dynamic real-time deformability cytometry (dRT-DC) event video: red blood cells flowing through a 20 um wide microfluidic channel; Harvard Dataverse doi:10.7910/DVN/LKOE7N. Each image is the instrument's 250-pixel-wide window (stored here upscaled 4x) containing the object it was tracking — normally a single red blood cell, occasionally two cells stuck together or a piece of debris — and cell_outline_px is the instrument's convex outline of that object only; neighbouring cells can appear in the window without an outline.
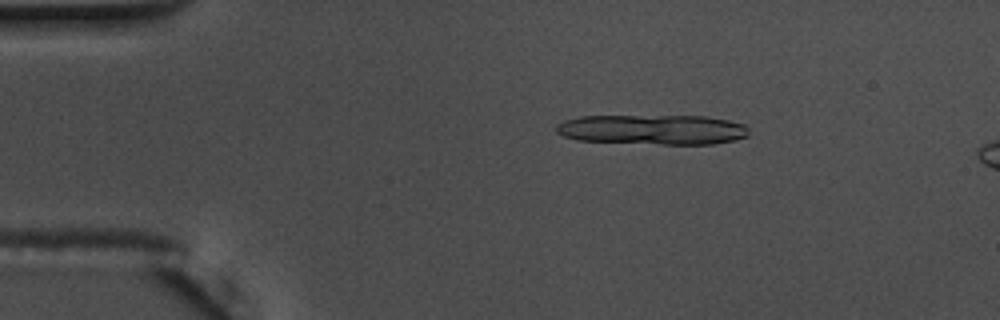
{"species": "common noctule bat (a hibernating species)", "species_latin": "Nyctalus noctula", "temperature_condition": "warm", "stored_images_in_passage": 16, "camera_frame_rate_fps": 3000, "um_per_image_px": 0.085, "animal": {"sex": "male", "body_mass_g": 17.5, "forearm_length_mm": 52.3}, "frame": {"image": 1, "passage_image": 10, "time_ms": 3.0, "image_size_px": [1000, 320], "cell_outline_px": [[748, 136], [732, 140], [712, 144], [660, 144], [576, 140], [564, 136], [556, 132], [556, 124], [564, 120], [580, 116], [704, 116], [728, 120], [744, 124], [748, 128]], "centroid_in_image_um": [55.45, 11.01], "position_along_channel_um": 29.5, "area_um2": 33.64}}